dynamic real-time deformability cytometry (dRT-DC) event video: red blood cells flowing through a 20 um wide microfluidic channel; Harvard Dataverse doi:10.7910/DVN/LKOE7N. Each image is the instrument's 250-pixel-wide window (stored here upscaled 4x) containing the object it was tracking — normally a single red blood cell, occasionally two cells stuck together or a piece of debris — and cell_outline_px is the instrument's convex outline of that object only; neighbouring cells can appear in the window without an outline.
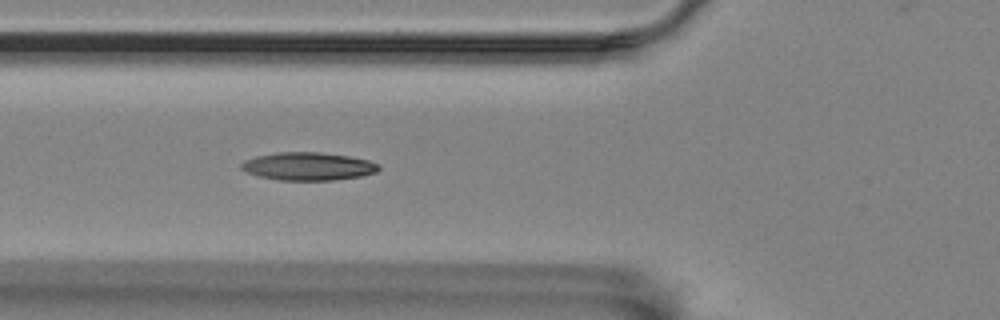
{"species": "Egyptian fruit bat (a non-hibernating species)", "species_latin": "Rousettus aegyptiacus", "temperature_condition": "room temperature", "stored_images_in_passage": 2, "camera_frame_rate_fps": 3000, "um_per_image_px": 0.085, "animal": {"sex": "female"}, "frame": {"image": 1, "passage_image": 2, "time_ms": 1.0, "image_size_px": [1000, 320], "cell_outline_px": [[380, 168], [376, 172], [360, 176], [332, 180], [280, 180], [260, 176], [248, 172], [240, 168], [240, 164], [244, 160], [256, 156], [280, 152], [320, 152], [348, 156], [368, 160], [380, 164]], "centroid_in_image_um": [26.2, 14.13], "position_along_channel_um": 99.6, "area_um2": 22.25}}